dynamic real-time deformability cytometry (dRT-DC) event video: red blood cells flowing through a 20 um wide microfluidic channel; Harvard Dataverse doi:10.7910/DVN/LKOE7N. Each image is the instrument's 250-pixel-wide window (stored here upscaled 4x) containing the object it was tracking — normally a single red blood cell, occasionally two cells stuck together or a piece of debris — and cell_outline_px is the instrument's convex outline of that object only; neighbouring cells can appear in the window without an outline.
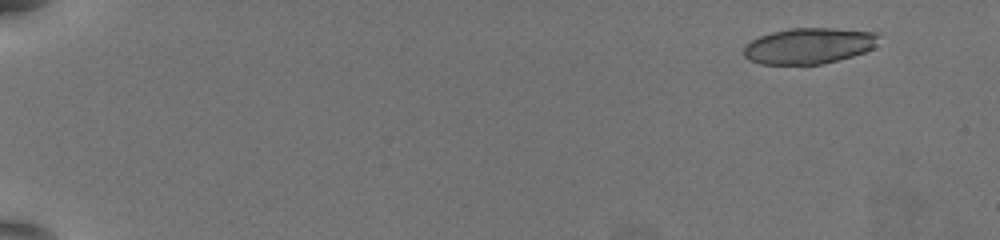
{"species": "common noctule bat (a hibernating species)", "species_latin": "Nyctalus noctula", "temperature_condition": "warm", "stored_images_in_passage": 14, "camera_frame_rate_fps": 3000, "um_per_image_px": 0.085, "animal": {"sex": "female", "body_mass_g": 19.5, "forearm_length_mm": 54.1}, "frame": {"image": 1, "passage_image": 1, "time_ms": 0.0, "image_size_px": [1000, 240], "cell_outline_px": [[880, 36], [872, 48], [864, 52], [852, 56], [820, 64], [760, 64], [748, 60], [744, 56], [744, 44], [760, 36], [772, 32], [792, 28], [832, 28], [880, 32]], "centroid_in_image_um": [68.75, 3.89], "position_along_channel_um": 16.3, "area_um2": 28.26}}